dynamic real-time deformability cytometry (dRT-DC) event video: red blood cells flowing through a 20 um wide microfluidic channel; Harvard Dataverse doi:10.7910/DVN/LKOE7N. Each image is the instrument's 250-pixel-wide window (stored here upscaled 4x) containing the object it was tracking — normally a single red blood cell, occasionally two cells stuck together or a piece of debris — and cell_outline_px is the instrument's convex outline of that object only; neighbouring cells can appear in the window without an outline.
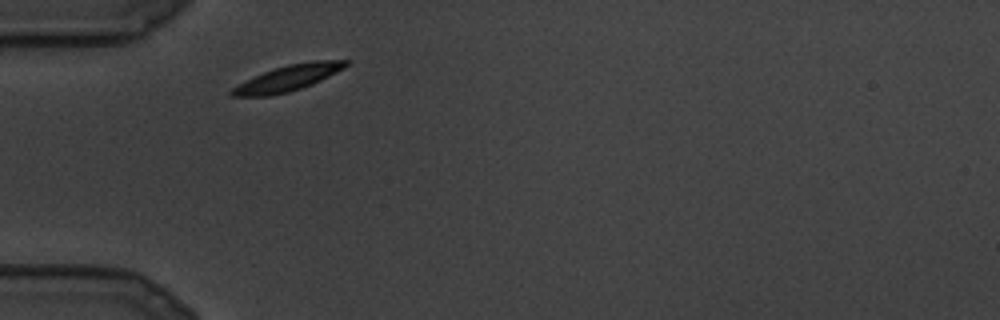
{"species": "common noctule bat (a hibernating species)", "species_latin": "Nyctalus noctula", "temperature_condition": "cold", "stored_images_in_passage": 3, "camera_frame_rate_fps": 3000, "um_per_image_px": 0.085, "animal": {"sex": "male", "body_mass_g": 19.5, "forearm_length_mm": 54.6}, "frame": {"image": 1, "passage_image": 1, "time_ms": 0.0, "image_size_px": [1000, 320], "cell_outline_px": [[352, 60], [344, 68], [312, 84], [288, 92], [272, 96], [232, 96], [228, 92], [232, 88], [264, 72], [288, 64], [312, 60]], "centroid_in_image_um": [24.51, 6.63], "position_along_channel_um": 60.5, "area_um2": 16.88}}
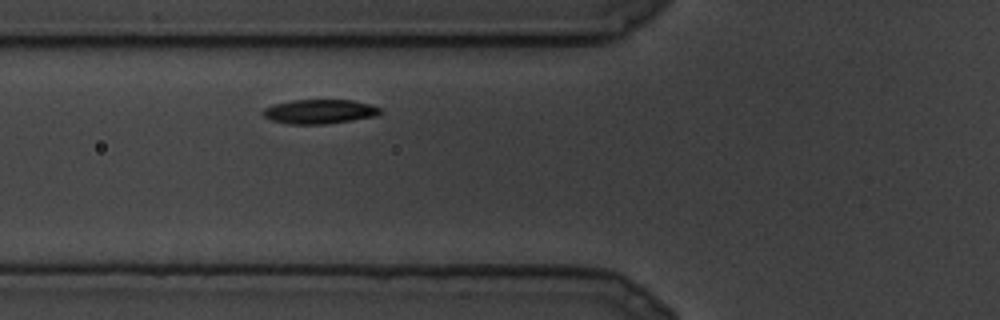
{"frame": {"image": 2, "passage_image": 3, "time_ms": 0.667, "image_size_px": [1000, 320], "cell_outline_px": [[384, 112], [376, 116], [352, 120], [324, 124], [288, 124], [272, 120], [264, 116], [264, 108], [276, 104], [292, 100], [352, 100], [372, 104], [380, 108]], "centroid_in_image_um": [27.22, 9.48], "position_along_channel_um": 98.6, "area_um2": 16.53}}